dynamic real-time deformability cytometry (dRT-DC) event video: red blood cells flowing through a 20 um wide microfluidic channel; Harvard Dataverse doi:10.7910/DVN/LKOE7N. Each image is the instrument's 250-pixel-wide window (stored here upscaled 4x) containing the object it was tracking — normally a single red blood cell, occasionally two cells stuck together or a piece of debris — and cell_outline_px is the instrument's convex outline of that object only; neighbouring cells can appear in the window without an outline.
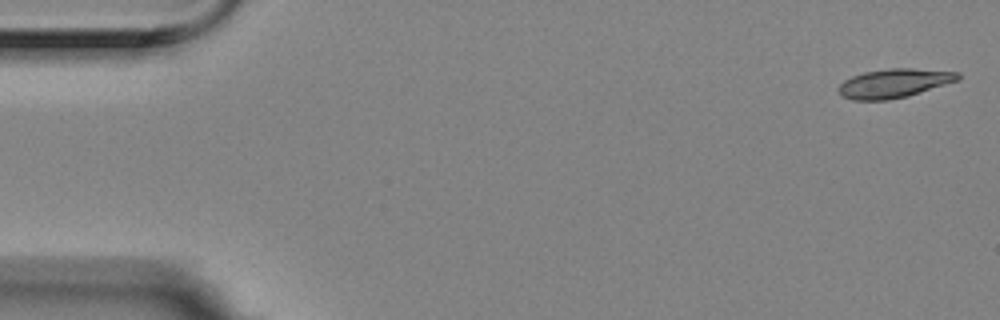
{"species": "Egyptian fruit bat (a non-hibernating species)", "species_latin": "Rousettus aegyptiacus", "temperature_condition": "room temperature", "stored_images_in_passage": 16, "camera_frame_rate_fps": 3000, "um_per_image_px": 0.085, "animal": {"sex": "female"}, "frame": {"image": 1, "passage_image": 1, "time_ms": 0.0, "image_size_px": [1000, 320], "cell_outline_px": [[960, 80], [908, 96], [888, 100], [852, 100], [840, 96], [840, 84], [844, 80], [852, 76], [864, 72], [888, 68], [912, 68], [960, 72]], "centroid_in_image_um": [76.02, 7.07], "position_along_channel_um": 9.0, "area_um2": 20.23}}
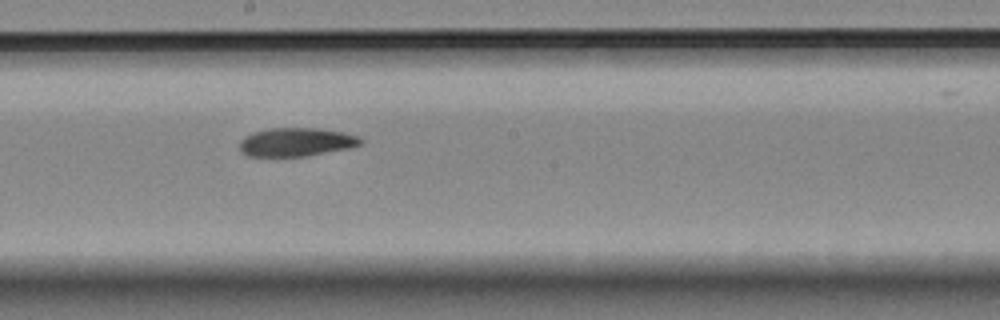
{"frame": {"image": 2, "passage_image": 8, "time_ms": 2.333, "image_size_px": [1000, 320], "cell_outline_px": [[364, 140], [360, 144], [348, 148], [308, 156], [248, 156], [240, 148], [240, 140], [244, 136], [252, 132], [272, 128], [316, 128], [344, 132], [356, 136]], "centroid_in_image_um": [25.17, 12.07], "position_along_channel_um": 223.0, "area_um2": 20.0}}
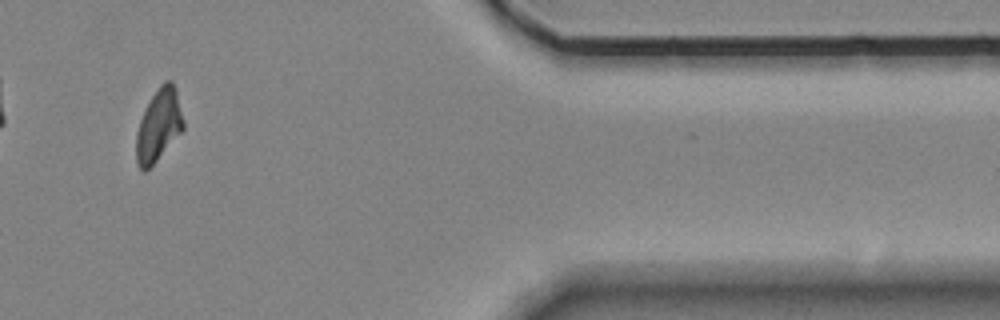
{"frame": {"image": 3, "passage_image": 14, "time_ms": 4.333, "image_size_px": [1000, 320], "cell_outline_px": [[184, 128], [156, 160], [144, 172], [140, 168], [136, 160], [136, 132], [140, 120], [152, 96], [160, 84], [164, 80], [172, 80], [176, 88], [184, 120]], "centroid_in_image_um": [13.5, 10.6], "position_along_channel_um": 397.9, "area_um2": 19.54}}